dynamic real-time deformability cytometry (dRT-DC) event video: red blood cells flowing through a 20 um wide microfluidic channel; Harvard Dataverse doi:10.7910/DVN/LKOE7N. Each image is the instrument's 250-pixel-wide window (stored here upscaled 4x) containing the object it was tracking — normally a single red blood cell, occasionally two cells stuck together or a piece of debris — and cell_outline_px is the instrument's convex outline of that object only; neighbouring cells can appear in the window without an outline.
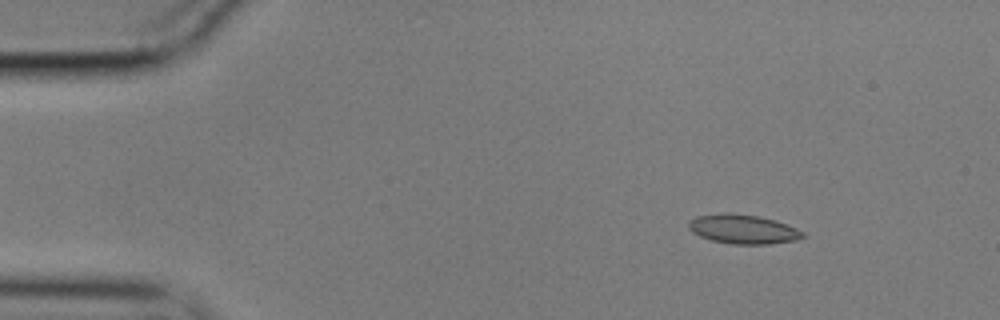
{"species": "common noctule bat (a hibernating species)", "species_latin": "Nyctalus noctula", "temperature_condition": "cold", "stored_images_in_passage": 56, "camera_frame_rate_fps": 3000, "um_per_image_px": 0.085, "animal": {"sex": "male", "body_mass_g": 17.9}, "frame": {"image": 1, "passage_image": 7, "time_ms": 2.0, "image_size_px": [1000, 320], "cell_outline_px": [[808, 236], [796, 240], [768, 244], [732, 244], [712, 240], [700, 236], [692, 232], [688, 228], [688, 224], [696, 216], [724, 212], [728, 212], [756, 216], [776, 220], [796, 228], [804, 232]], "centroid_in_image_um": [63.18, 19.48], "position_along_channel_um": 21.8, "area_um2": 19.48}}
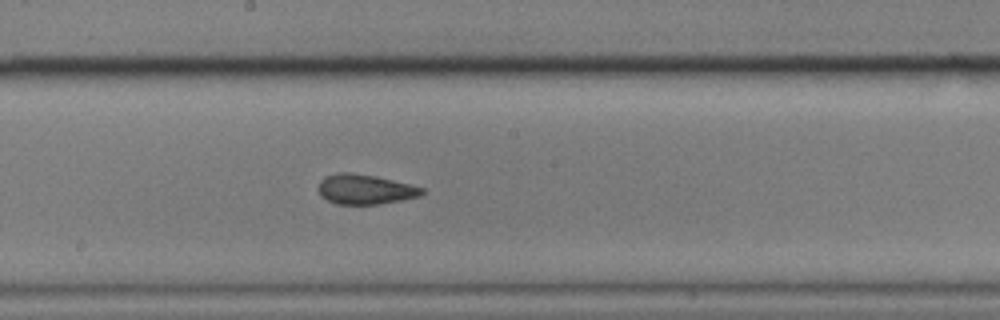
{"frame": {"image": 2, "passage_image": 30, "time_ms": 9.667, "image_size_px": [1000, 320], "cell_outline_px": [[424, 192], [420, 196], [380, 204], [336, 204], [320, 196], [320, 180], [324, 176], [336, 172], [352, 172], [376, 176], [424, 188]], "centroid_in_image_um": [31.01, 16.08], "position_along_channel_um": 217.2, "area_um2": 17.98}}
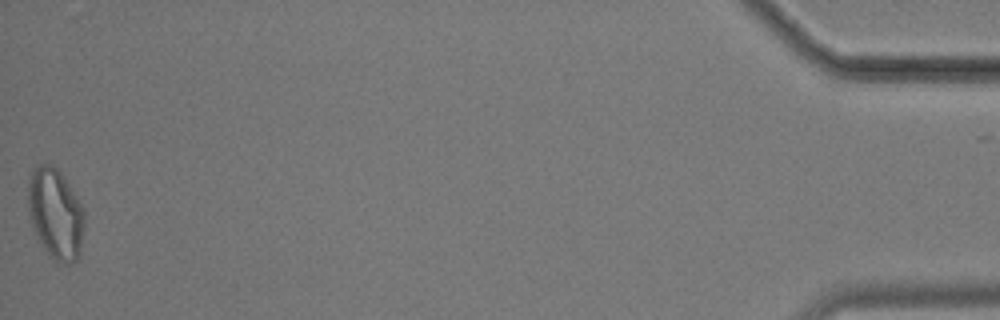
{"frame": {"image": 3, "passage_image": 56, "time_ms": 18.333, "image_size_px": [1000, 320], "cell_outline_px": [[84, 228], [80, 256], [76, 260], [68, 264], [60, 264], [44, 248], [32, 228], [28, 212], [28, 172], [36, 164], [52, 164], [60, 172], [84, 208]], "centroid_in_image_um": [4.7, 18.14], "position_along_channel_um": 430.5, "area_um2": 30.11}, "authors_computed_cell_mechanics": {"area_um2": 18.9006, "velocity_mm_per_s": 3.5479, "shape_relaxation_time_tau1_ms": 6.2447, "shape_relaxation_time_tau2_ms": 1.8041, "deformation_change_tau1": 0.1194, "deformation_change_tau2": 0.0737}}